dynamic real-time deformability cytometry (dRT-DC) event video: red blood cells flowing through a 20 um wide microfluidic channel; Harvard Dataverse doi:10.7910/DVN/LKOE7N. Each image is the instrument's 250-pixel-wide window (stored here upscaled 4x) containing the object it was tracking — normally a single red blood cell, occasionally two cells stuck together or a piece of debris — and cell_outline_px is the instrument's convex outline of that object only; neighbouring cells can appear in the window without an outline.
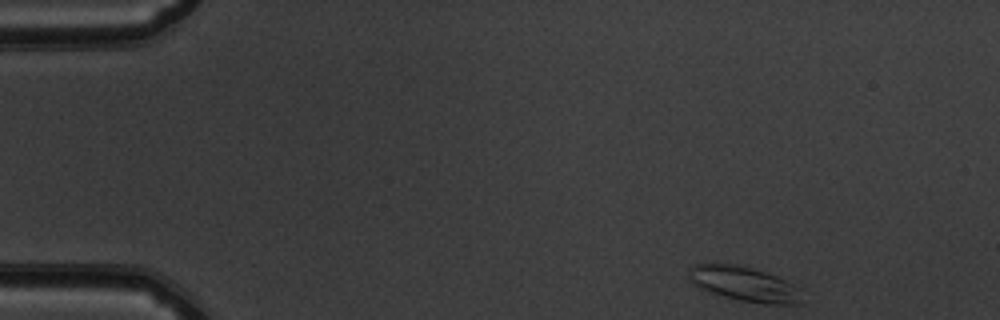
{"species": "common noctule bat (a hibernating species)", "species_latin": "Nyctalus noctula", "temperature_condition": "warm", "stored_images_in_passage": 49, "camera_frame_rate_fps": 3000, "um_per_image_px": 0.085, "animal": {"sex": "male", "body_mass_g": 19.5, "forearm_length_mm": 54.6}, "frame": {"image": 1, "passage_image": 1, "time_ms": 0.0, "image_size_px": [1000, 320], "cell_outline_px": [[804, 304], [764, 304], [740, 300], [708, 292], [700, 288], [692, 280], [688, 272], [688, 268], [696, 264], [732, 264], [764, 272], [776, 276], [792, 284]], "centroid_in_image_um": [63.23, 24.15], "position_along_channel_um": 21.8, "area_um2": 22.2}}
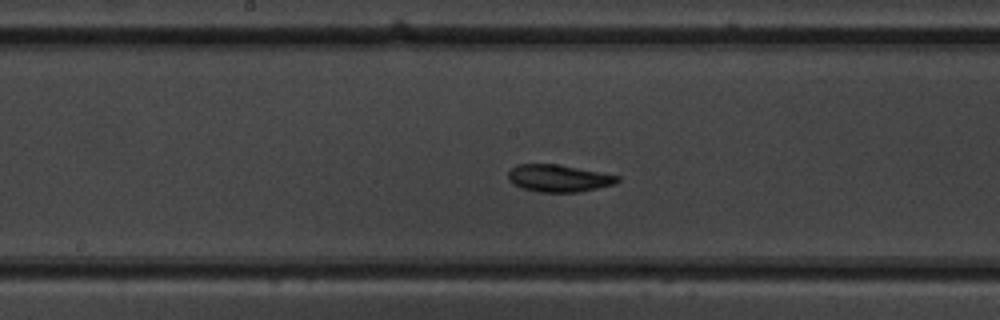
{"frame": {"image": 2, "passage_image": 23, "time_ms": 7.333, "image_size_px": [1000, 320], "cell_outline_px": [[620, 180], [616, 184], [580, 192], [540, 192], [520, 188], [508, 180], [508, 172], [516, 164], [556, 164], [620, 176]], "centroid_in_image_um": [47.47, 15.16], "position_along_channel_um": 200.7, "area_um2": 17.34}}
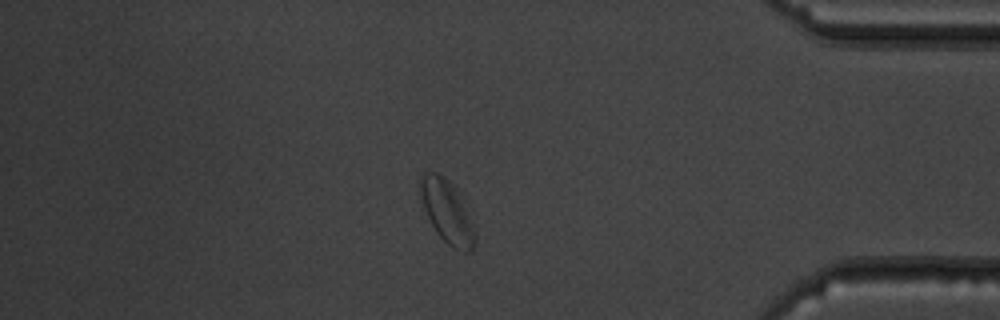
{"frame": {"image": 3, "passage_image": 41, "time_ms": 13.333, "image_size_px": [1000, 320], "cell_outline_px": [[476, 240], [472, 248], [468, 252], [464, 252], [452, 248], [436, 232], [424, 208], [420, 196], [420, 176], [424, 172], [436, 172], [448, 180], [464, 192], [476, 236]], "centroid_in_image_um": [38.05, 17.94], "position_along_channel_um": 397.1, "area_um2": 20.63}, "authors_computed_cell_mechanics": {"area_um2": 17.34, "velocity_mm_per_s": 3.7621, "shape_relaxation_time_tau1_ms": 2.4681, "shape_relaxation_time_tau2_ms": 2.0275, "deformation_change_tau1": 0.0952, "deformation_change_tau2": 0.0639}}